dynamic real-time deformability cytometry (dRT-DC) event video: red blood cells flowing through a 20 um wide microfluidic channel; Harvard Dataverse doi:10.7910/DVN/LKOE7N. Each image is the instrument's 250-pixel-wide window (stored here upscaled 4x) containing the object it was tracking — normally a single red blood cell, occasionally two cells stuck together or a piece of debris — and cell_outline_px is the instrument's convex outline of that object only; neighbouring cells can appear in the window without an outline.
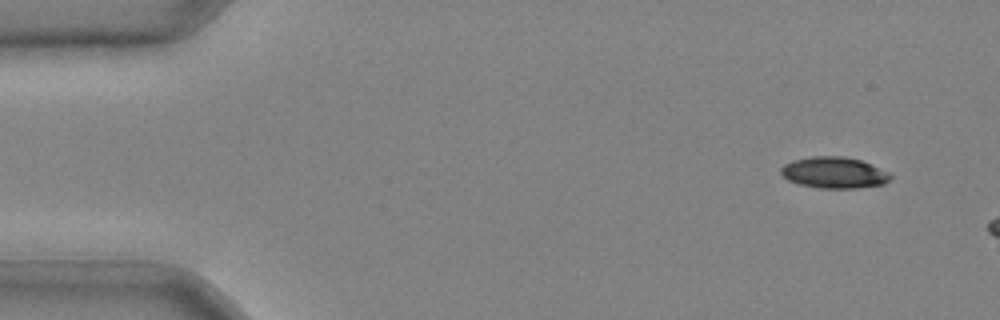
{"species": "common noctule bat (a hibernating species)", "species_latin": "Nyctalus noctula", "temperature_condition": "cold", "stored_images_in_passage": 6, "camera_frame_rate_fps": 3000, "um_per_image_px": 0.085, "animal": {"sex": "male", "body_mass_g": 20.4}, "frame": {"image": 1, "passage_image": 1, "time_ms": 0.0, "image_size_px": [1000, 320], "cell_outline_px": [[892, 176], [884, 184], [856, 188], [820, 188], [800, 184], [788, 180], [780, 172], [780, 168], [784, 164], [792, 160], [812, 156], [844, 156], [860, 160], [888, 172]], "centroid_in_image_um": [70.87, 14.67], "position_along_channel_um": 14.1, "area_um2": 19.83}}